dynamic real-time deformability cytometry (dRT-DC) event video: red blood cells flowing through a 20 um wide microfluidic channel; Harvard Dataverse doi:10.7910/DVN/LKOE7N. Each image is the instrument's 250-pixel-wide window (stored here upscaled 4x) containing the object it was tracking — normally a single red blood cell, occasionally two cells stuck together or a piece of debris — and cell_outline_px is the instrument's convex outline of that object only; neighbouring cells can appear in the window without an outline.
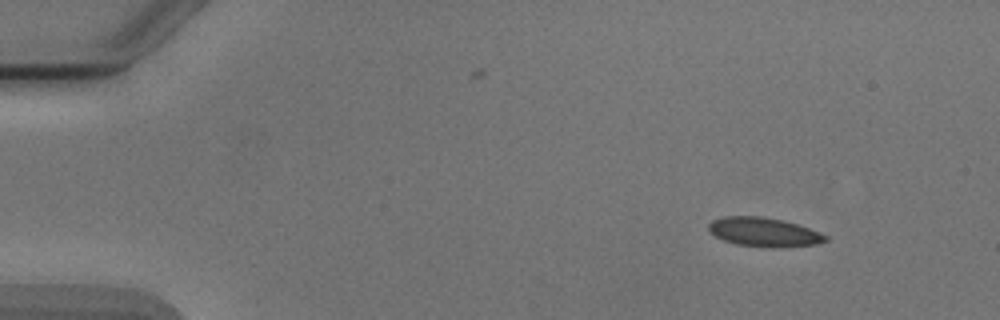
{"species": "Egyptian fruit bat (a non-hibernating species)", "species_latin": "Rousettus aegyptiacus", "temperature_condition": "cold", "stored_images_in_passage": 6, "camera_frame_rate_fps": 3000, "um_per_image_px": 0.085, "animal": {"sex": "male"}, "frame": {"image": 1, "passage_image": 1, "time_ms": 0.0, "image_size_px": [1000, 320], "cell_outline_px": [[828, 240], [816, 244], [776, 248], [768, 248], [736, 244], [724, 240], [716, 236], [708, 228], [708, 224], [712, 220], [724, 216], [760, 216], [784, 220], [808, 228], [828, 236]], "centroid_in_image_um": [64.93, 19.73], "position_along_channel_um": 20.1, "area_um2": 19.77}}
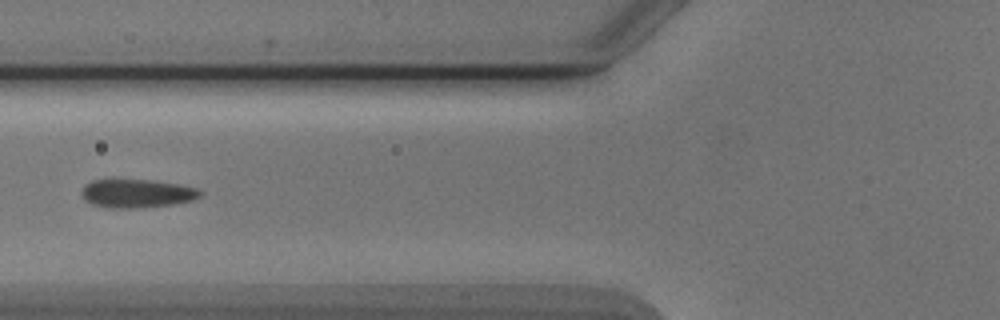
{"frame": {"image": 2, "passage_image": 5, "time_ms": 5.0, "image_size_px": [1000, 320], "cell_outline_px": [[204, 192], [200, 196], [192, 200], [172, 204], [140, 208], [108, 208], [92, 204], [84, 200], [80, 192], [84, 184], [92, 180], [108, 176], [116, 176], [152, 180], [176, 184], [196, 188]], "centroid_in_image_um": [11.52, 16.39], "position_along_channel_um": 114.3, "area_um2": 20.69}}
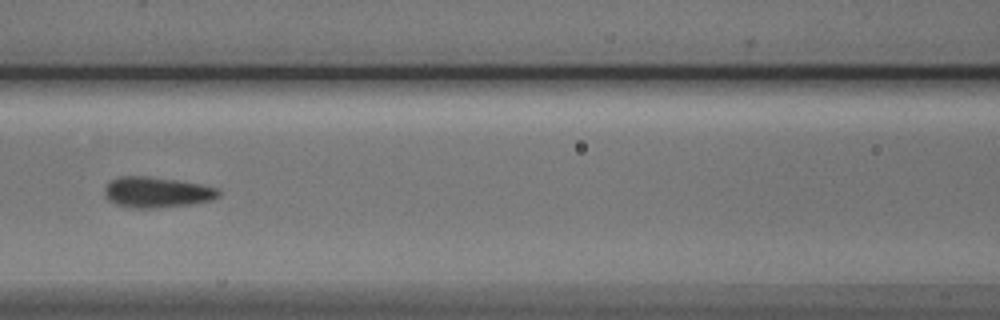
{"frame": {"image": 3, "passage_image": 6, "time_ms": 6.0, "image_size_px": [1000, 320], "cell_outline_px": [[220, 196], [212, 200], [192, 204], [156, 208], [128, 208], [116, 204], [108, 200], [104, 192], [104, 184], [120, 176], [148, 176], [176, 180], [200, 184], [220, 188]], "centroid_in_image_um": [13.32, 16.34], "position_along_channel_um": 153.3, "area_um2": 20.63}}